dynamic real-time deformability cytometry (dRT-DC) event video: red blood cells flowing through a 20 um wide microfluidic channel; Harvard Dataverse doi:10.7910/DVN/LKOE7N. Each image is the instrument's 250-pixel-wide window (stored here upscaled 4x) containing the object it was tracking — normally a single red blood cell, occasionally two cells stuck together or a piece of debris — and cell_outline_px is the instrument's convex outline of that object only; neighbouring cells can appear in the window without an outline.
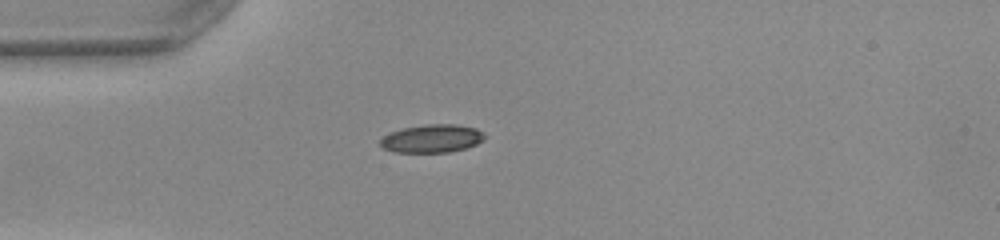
{"species": "common noctule bat (a hibernating species)", "species_latin": "Nyctalus noctula", "temperature_condition": "warm", "stored_images_in_passage": 38, "camera_frame_rate_fps": 3000, "um_per_image_px": 0.085, "animal": {"sex": "female", "body_mass_g": 22.0, "forearm_length_mm": 56.7}, "frame": {"image": 1, "passage_image": 1, "time_ms": 0.0, "image_size_px": [1000, 240], "cell_outline_px": [[488, 136], [484, 140], [476, 144], [464, 148], [448, 152], [392, 152], [384, 148], [380, 144], [380, 140], [384, 136], [392, 132], [404, 128], [424, 124], [456, 124], [476, 128], [484, 132]], "centroid_in_image_um": [36.76, 11.77], "position_along_channel_um": 48.2, "area_um2": 17.11}}
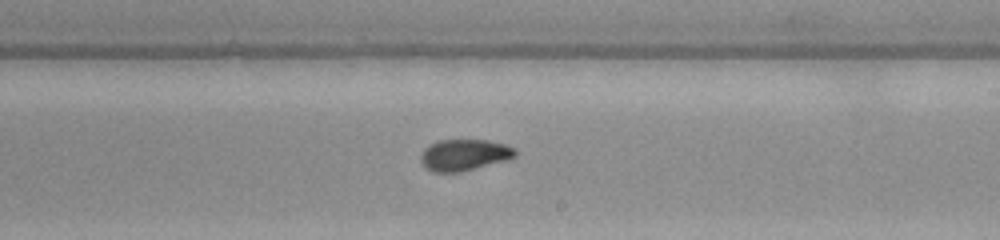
{"frame": {"image": 2, "passage_image": 17, "time_ms": 5.333, "image_size_px": [1000, 240], "cell_outline_px": [[516, 156], [504, 160], [460, 172], [432, 172], [420, 160], [420, 156], [424, 148], [428, 144], [436, 140], [488, 140], [504, 144], [516, 148]], "centroid_in_image_um": [39.43, 13.15], "position_along_channel_um": 249.6, "area_um2": 17.17}}
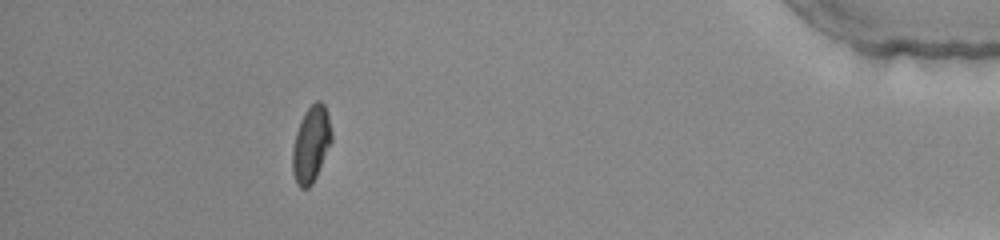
{"frame": {"image": 3, "passage_image": 33, "time_ms": 10.667, "image_size_px": [1000, 240], "cell_outline_px": [[332, 140], [316, 176], [312, 184], [308, 188], [300, 188], [296, 184], [292, 172], [292, 148], [296, 132], [300, 120], [304, 112], [316, 100], [320, 100], [324, 104], [328, 116], [332, 132]], "centroid_in_image_um": [26.42, 12.26], "position_along_channel_um": 408.8, "area_um2": 17.4}, "authors_computed_cell_mechanics": {"area_um2": 17.1666, "velocity_mm_per_s": 4.028, "shape_relaxation_time_tau1_ms": null, "shape_relaxation_time_tau2_ms": 1.9049, "deformation_change_tau1": null, "deformation_change_tau2": 0.071}}